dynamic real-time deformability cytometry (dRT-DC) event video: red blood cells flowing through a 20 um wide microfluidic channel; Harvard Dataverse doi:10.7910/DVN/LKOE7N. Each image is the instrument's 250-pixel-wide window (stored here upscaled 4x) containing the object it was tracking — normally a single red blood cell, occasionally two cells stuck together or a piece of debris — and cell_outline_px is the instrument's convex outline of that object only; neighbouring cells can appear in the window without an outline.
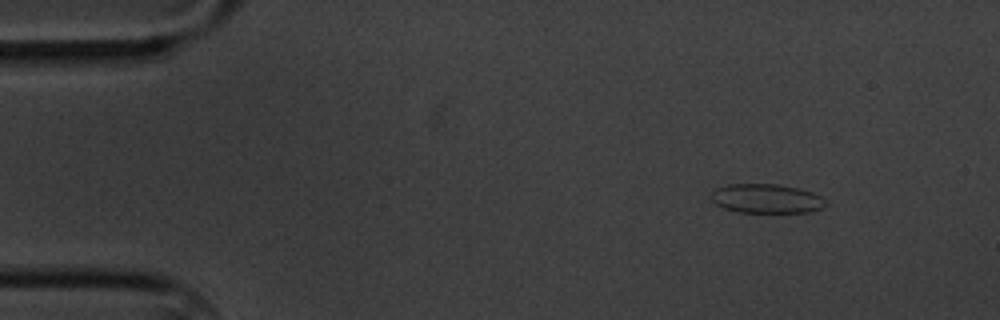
{"species": "common noctule bat (a hibernating species)", "species_latin": "Nyctalus noctula", "temperature_condition": "cold", "stored_images_in_passage": 4, "camera_frame_rate_fps": 3000, "um_per_image_px": 0.085, "animal": {"sex": "male", "body_mass_g": 20.1, "forearm_length_mm": 53.5}, "frame": {"image": 1, "passage_image": 1, "time_ms": 0.0, "image_size_px": [1000, 320], "cell_outline_px": [[828, 204], [820, 208], [808, 212], [736, 212], [724, 208], [716, 204], [712, 200], [712, 192], [716, 188], [728, 184], [780, 184], [800, 188], [812, 192], [820, 196]], "centroid_in_image_um": [65.14, 16.87], "position_along_channel_um": 19.9, "area_um2": 19.48}}
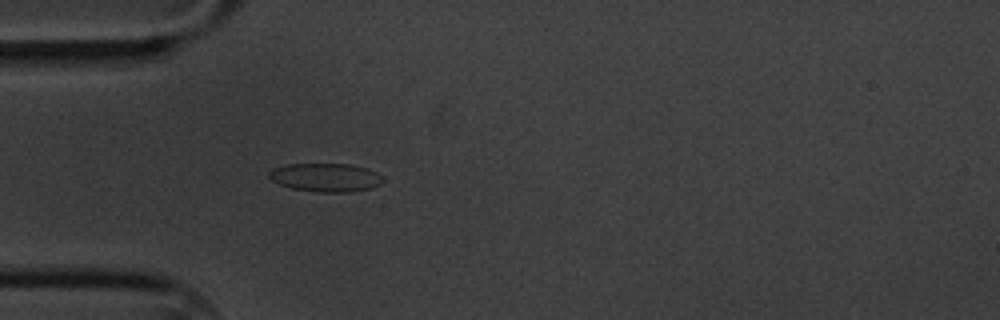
{"frame": {"image": 2, "passage_image": 4, "time_ms": 3.333, "image_size_px": [1000, 320], "cell_outline_px": [[384, 180], [380, 184], [372, 188], [348, 192], [320, 192], [292, 188], [280, 184], [272, 180], [268, 176], [268, 172], [272, 168], [288, 164], [352, 164], [376, 172]], "centroid_in_image_um": [27.67, 15.08], "position_along_channel_um": 57.3, "area_um2": 18.79}}